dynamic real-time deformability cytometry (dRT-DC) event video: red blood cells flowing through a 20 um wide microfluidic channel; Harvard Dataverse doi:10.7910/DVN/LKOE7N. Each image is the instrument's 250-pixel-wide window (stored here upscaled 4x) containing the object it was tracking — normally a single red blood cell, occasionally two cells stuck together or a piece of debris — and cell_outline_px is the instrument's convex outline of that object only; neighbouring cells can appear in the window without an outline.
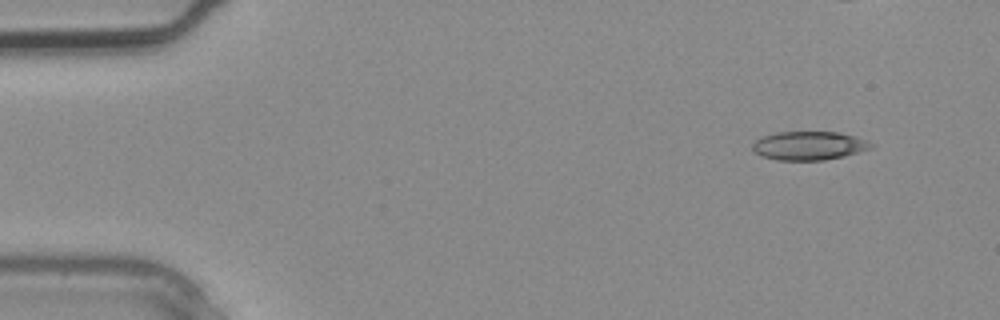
{"species": "common noctule bat (a hibernating species)", "species_latin": "Nyctalus noctula", "temperature_condition": "warm", "stored_images_in_passage": 3, "camera_frame_rate_fps": 3000, "um_per_image_px": 0.085, "animal": {"sex": "male", "body_mass_g": 20.4}, "frame": {"image": 1, "passage_image": 1, "time_ms": 0.0, "image_size_px": [1000, 320], "cell_outline_px": [[876, 144], [872, 148], [844, 156], [824, 160], [776, 160], [760, 156], [752, 148], [752, 144], [756, 140], [764, 136], [776, 132], [836, 132], [868, 140]], "centroid_in_image_um": [68.77, 12.39], "position_along_channel_um": 16.2, "area_um2": 19.77}}